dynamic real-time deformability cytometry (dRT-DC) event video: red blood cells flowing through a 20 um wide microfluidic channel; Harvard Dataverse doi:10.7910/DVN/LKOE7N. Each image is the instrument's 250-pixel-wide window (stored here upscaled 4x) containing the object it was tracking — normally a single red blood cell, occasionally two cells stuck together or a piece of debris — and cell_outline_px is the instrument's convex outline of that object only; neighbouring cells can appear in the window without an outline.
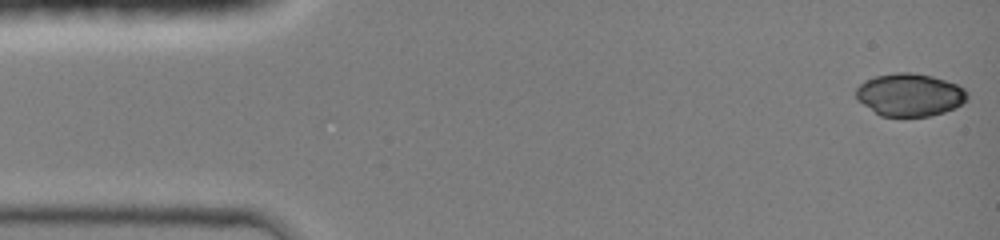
{"species": "common noctule bat (a hibernating species)", "species_latin": "Nyctalus noctula", "temperature_condition": "room temperature", "stored_images_in_passage": 10, "camera_frame_rate_fps": 3000, "um_per_image_px": 0.085, "animal": {"sex": "female", "body_mass_g": 19.0, "forearm_length_mm": 51.5}, "frame": {"image": 1, "passage_image": 1, "time_ms": 0.0, "image_size_px": [1000, 240], "cell_outline_px": [[968, 100], [956, 108], [932, 116], [880, 116], [856, 100], [856, 88], [864, 80], [876, 76], [896, 72], [912, 72], [932, 76], [956, 84], [964, 88], [968, 92]], "centroid_in_image_um": [77.33, 8.06], "position_along_channel_um": 7.7, "area_um2": 27.98}}
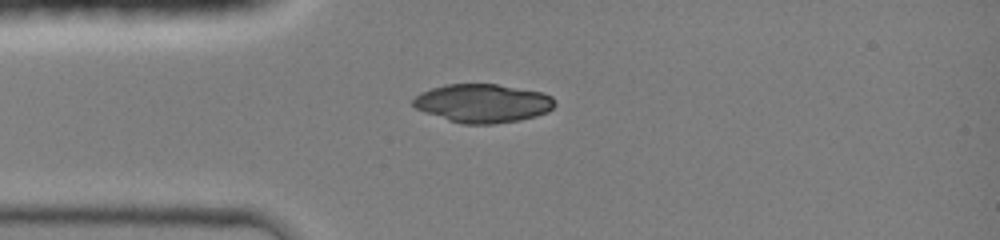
{"frame": {"image": 2, "passage_image": 6, "time_ms": 3.333, "image_size_px": [1000, 240], "cell_outline_px": [[556, 104], [548, 112], [536, 116], [520, 120], [492, 124], [464, 124], [448, 120], [424, 112], [416, 108], [412, 104], [412, 100], [420, 92], [444, 84], [496, 84], [540, 92], [552, 96], [556, 100]], "centroid_in_image_um": [41.03, 8.78], "position_along_channel_um": 44.0, "area_um2": 31.85}}